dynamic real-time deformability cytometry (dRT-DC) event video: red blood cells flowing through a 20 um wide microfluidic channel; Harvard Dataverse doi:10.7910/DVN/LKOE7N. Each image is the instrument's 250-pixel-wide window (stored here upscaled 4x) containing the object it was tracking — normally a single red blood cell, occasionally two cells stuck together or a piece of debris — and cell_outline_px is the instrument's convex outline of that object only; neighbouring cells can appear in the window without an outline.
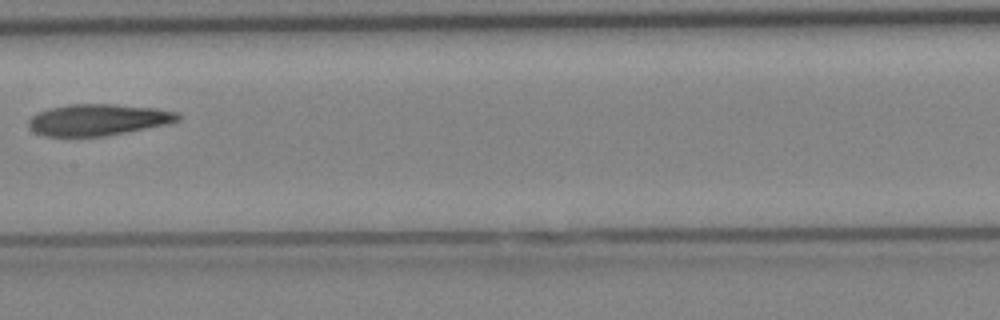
{"species": "Egyptian fruit bat (a non-hibernating species)", "species_latin": "Rousettus aegyptiacus", "temperature_condition": "cold", "stored_images_in_passage": 6, "camera_frame_rate_fps": 3000, "um_per_image_px": 0.085, "animal": {"sex": "female"}, "frame": {"image": 1, "passage_image": 6, "time_ms": 6.0, "image_size_px": [1000, 320], "cell_outline_px": [[180, 120], [168, 124], [104, 136], [44, 136], [36, 132], [28, 124], [28, 120], [36, 112], [48, 108], [68, 104], [112, 104], [156, 108], [176, 112], [180, 116]], "centroid_in_image_um": [8.32, 10.17], "position_along_channel_um": 199.1, "area_um2": 27.28}}